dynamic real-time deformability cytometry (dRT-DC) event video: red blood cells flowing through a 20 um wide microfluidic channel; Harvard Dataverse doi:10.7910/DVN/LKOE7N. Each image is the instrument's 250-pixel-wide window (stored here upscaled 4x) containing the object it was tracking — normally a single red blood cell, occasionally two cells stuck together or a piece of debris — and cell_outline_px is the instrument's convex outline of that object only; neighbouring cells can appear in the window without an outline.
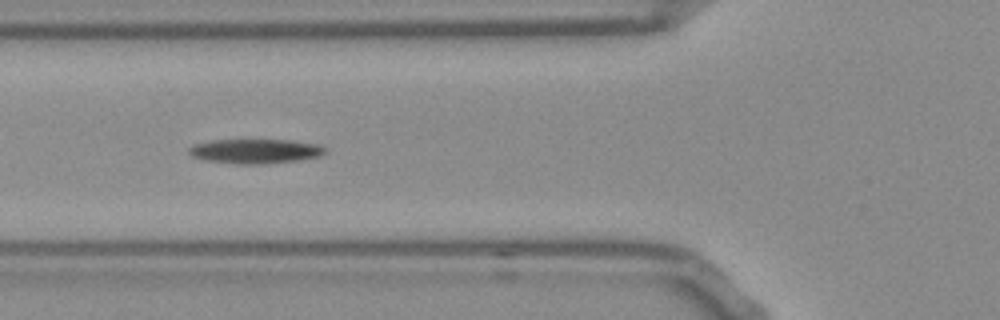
{"species": "Egyptian fruit bat (a non-hibernating species)", "species_latin": "Rousettus aegyptiacus", "temperature_condition": "room temperature", "stored_images_in_passage": 38, "camera_frame_rate_fps": 3000, "um_per_image_px": 0.085, "frame": {"image": 1, "passage_image": 6, "time_ms": 1.667, "image_size_px": [1000, 320], "cell_outline_px": [[328, 152], [320, 156], [296, 160], [264, 164], [236, 164], [208, 160], [192, 156], [188, 152], [188, 148], [196, 144], [212, 140], [288, 140], [316, 144], [324, 148]], "centroid_in_image_um": [21.7, 12.85], "position_along_channel_um": 104.1, "area_um2": 19.19}, "authors_computed_cell_mechanics": {"area_um2": 19.0451, "velocity_mm_per_s": 3.7554, "shape_relaxation_time_tau1_ms": null, "shape_relaxation_time_tau2_ms": 7.4389, "deformation_change_tau1": null, "deformation_change_tau2": 0.1828}}